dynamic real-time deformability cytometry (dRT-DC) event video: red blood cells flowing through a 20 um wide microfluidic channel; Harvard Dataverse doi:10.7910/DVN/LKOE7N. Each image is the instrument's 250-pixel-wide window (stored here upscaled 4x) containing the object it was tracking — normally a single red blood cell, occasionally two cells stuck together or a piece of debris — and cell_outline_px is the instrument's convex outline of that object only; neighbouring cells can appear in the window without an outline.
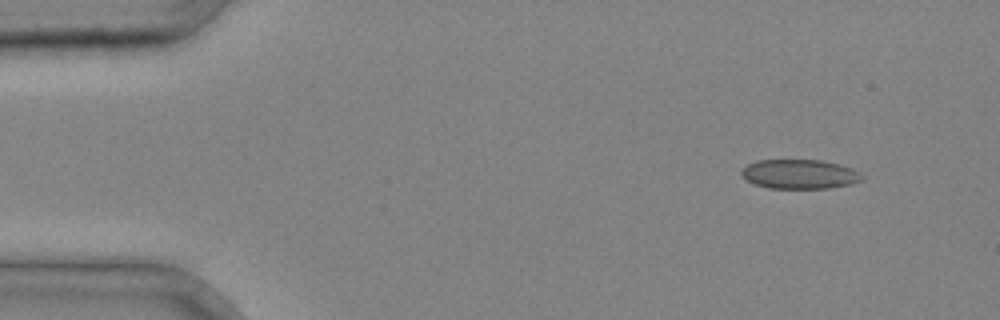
{"species": "common noctule bat (a hibernating species)", "species_latin": "Nyctalus noctula", "temperature_condition": "cold", "stored_images_in_passage": 3, "camera_frame_rate_fps": 3000, "um_per_image_px": 0.085, "animal": {"sex": "male", "body_mass_g": 20.4}, "frame": {"image": 1, "passage_image": 1, "time_ms": 0.0, "image_size_px": [1000, 320], "cell_outline_px": [[864, 180], [832, 188], [768, 188], [756, 184], [748, 180], [740, 172], [748, 164], [756, 160], [820, 160], [852, 168], [860, 172], [864, 176]], "centroid_in_image_um": [68.0, 14.8], "position_along_channel_um": 17.0, "area_um2": 20.46}}
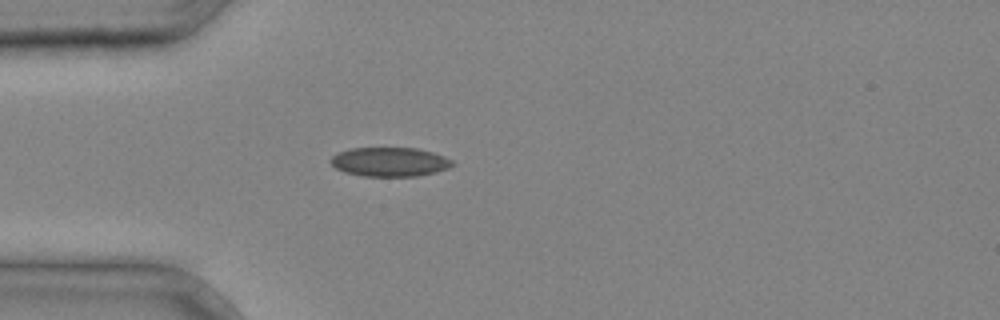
{"frame": {"image": 2, "passage_image": 3, "time_ms": 0.667, "image_size_px": [1000, 320], "cell_outline_px": [[456, 164], [448, 168], [436, 172], [416, 176], [364, 176], [344, 172], [336, 168], [328, 160], [332, 156], [340, 152], [352, 148], [416, 148], [432, 152], [444, 156], [452, 160]], "centroid_in_image_um": [33.14, 13.76], "position_along_channel_um": 51.9, "area_um2": 20.63}}